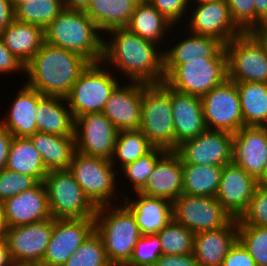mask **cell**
<instances>
[{"instance_id": "cell-3", "label": "cell", "mask_w": 267, "mask_h": 266, "mask_svg": "<svg viewBox=\"0 0 267 266\" xmlns=\"http://www.w3.org/2000/svg\"><path fill=\"white\" fill-rule=\"evenodd\" d=\"M84 10L64 8L44 29L45 42L77 53L90 63L103 55V34Z\"/></svg>"}, {"instance_id": "cell-55", "label": "cell", "mask_w": 267, "mask_h": 266, "mask_svg": "<svg viewBox=\"0 0 267 266\" xmlns=\"http://www.w3.org/2000/svg\"><path fill=\"white\" fill-rule=\"evenodd\" d=\"M10 266H44L41 262L27 261V260H16L12 261Z\"/></svg>"}, {"instance_id": "cell-11", "label": "cell", "mask_w": 267, "mask_h": 266, "mask_svg": "<svg viewBox=\"0 0 267 266\" xmlns=\"http://www.w3.org/2000/svg\"><path fill=\"white\" fill-rule=\"evenodd\" d=\"M173 220L194 234L225 227L233 218L216 197L182 193L172 202Z\"/></svg>"}, {"instance_id": "cell-61", "label": "cell", "mask_w": 267, "mask_h": 266, "mask_svg": "<svg viewBox=\"0 0 267 266\" xmlns=\"http://www.w3.org/2000/svg\"><path fill=\"white\" fill-rule=\"evenodd\" d=\"M196 1H200V0H189L190 3L196 2Z\"/></svg>"}, {"instance_id": "cell-9", "label": "cell", "mask_w": 267, "mask_h": 266, "mask_svg": "<svg viewBox=\"0 0 267 266\" xmlns=\"http://www.w3.org/2000/svg\"><path fill=\"white\" fill-rule=\"evenodd\" d=\"M54 219L94 218L96 207L69 170H50L43 180Z\"/></svg>"}, {"instance_id": "cell-48", "label": "cell", "mask_w": 267, "mask_h": 266, "mask_svg": "<svg viewBox=\"0 0 267 266\" xmlns=\"http://www.w3.org/2000/svg\"><path fill=\"white\" fill-rule=\"evenodd\" d=\"M25 72V65L17 59L5 46L0 37V75Z\"/></svg>"}, {"instance_id": "cell-26", "label": "cell", "mask_w": 267, "mask_h": 266, "mask_svg": "<svg viewBox=\"0 0 267 266\" xmlns=\"http://www.w3.org/2000/svg\"><path fill=\"white\" fill-rule=\"evenodd\" d=\"M238 239V220L225 227L195 233L193 255L199 266H221L230 247Z\"/></svg>"}, {"instance_id": "cell-31", "label": "cell", "mask_w": 267, "mask_h": 266, "mask_svg": "<svg viewBox=\"0 0 267 266\" xmlns=\"http://www.w3.org/2000/svg\"><path fill=\"white\" fill-rule=\"evenodd\" d=\"M140 0H91L84 10L101 34L127 27Z\"/></svg>"}, {"instance_id": "cell-14", "label": "cell", "mask_w": 267, "mask_h": 266, "mask_svg": "<svg viewBox=\"0 0 267 266\" xmlns=\"http://www.w3.org/2000/svg\"><path fill=\"white\" fill-rule=\"evenodd\" d=\"M233 133L206 129L196 138L184 141L174 150L182 164L216 165L232 163Z\"/></svg>"}, {"instance_id": "cell-56", "label": "cell", "mask_w": 267, "mask_h": 266, "mask_svg": "<svg viewBox=\"0 0 267 266\" xmlns=\"http://www.w3.org/2000/svg\"><path fill=\"white\" fill-rule=\"evenodd\" d=\"M255 33L265 42L267 48V28L255 31Z\"/></svg>"}, {"instance_id": "cell-12", "label": "cell", "mask_w": 267, "mask_h": 266, "mask_svg": "<svg viewBox=\"0 0 267 266\" xmlns=\"http://www.w3.org/2000/svg\"><path fill=\"white\" fill-rule=\"evenodd\" d=\"M205 126L236 133L244 126L236 82L227 79L201 97Z\"/></svg>"}, {"instance_id": "cell-21", "label": "cell", "mask_w": 267, "mask_h": 266, "mask_svg": "<svg viewBox=\"0 0 267 266\" xmlns=\"http://www.w3.org/2000/svg\"><path fill=\"white\" fill-rule=\"evenodd\" d=\"M258 181L241 167L229 163L223 166L216 199L234 219L248 208Z\"/></svg>"}, {"instance_id": "cell-16", "label": "cell", "mask_w": 267, "mask_h": 266, "mask_svg": "<svg viewBox=\"0 0 267 266\" xmlns=\"http://www.w3.org/2000/svg\"><path fill=\"white\" fill-rule=\"evenodd\" d=\"M94 230V218L54 219L53 232L41 263L63 266Z\"/></svg>"}, {"instance_id": "cell-46", "label": "cell", "mask_w": 267, "mask_h": 266, "mask_svg": "<svg viewBox=\"0 0 267 266\" xmlns=\"http://www.w3.org/2000/svg\"><path fill=\"white\" fill-rule=\"evenodd\" d=\"M147 1L175 27L178 26V24H180V26L184 24L181 22L185 21L184 19L187 18V15L189 14L188 12L190 7L189 0H147Z\"/></svg>"}, {"instance_id": "cell-44", "label": "cell", "mask_w": 267, "mask_h": 266, "mask_svg": "<svg viewBox=\"0 0 267 266\" xmlns=\"http://www.w3.org/2000/svg\"><path fill=\"white\" fill-rule=\"evenodd\" d=\"M38 182L31 176L8 169L0 171V202L34 187Z\"/></svg>"}, {"instance_id": "cell-29", "label": "cell", "mask_w": 267, "mask_h": 266, "mask_svg": "<svg viewBox=\"0 0 267 266\" xmlns=\"http://www.w3.org/2000/svg\"><path fill=\"white\" fill-rule=\"evenodd\" d=\"M6 48L24 65L45 42L44 29L38 25L14 20L0 34Z\"/></svg>"}, {"instance_id": "cell-50", "label": "cell", "mask_w": 267, "mask_h": 266, "mask_svg": "<svg viewBox=\"0 0 267 266\" xmlns=\"http://www.w3.org/2000/svg\"><path fill=\"white\" fill-rule=\"evenodd\" d=\"M14 20V4L10 0H0V34Z\"/></svg>"}, {"instance_id": "cell-37", "label": "cell", "mask_w": 267, "mask_h": 266, "mask_svg": "<svg viewBox=\"0 0 267 266\" xmlns=\"http://www.w3.org/2000/svg\"><path fill=\"white\" fill-rule=\"evenodd\" d=\"M63 9V0H20L14 5L15 20L45 29Z\"/></svg>"}, {"instance_id": "cell-40", "label": "cell", "mask_w": 267, "mask_h": 266, "mask_svg": "<svg viewBox=\"0 0 267 266\" xmlns=\"http://www.w3.org/2000/svg\"><path fill=\"white\" fill-rule=\"evenodd\" d=\"M63 266H113L100 235L94 230Z\"/></svg>"}, {"instance_id": "cell-7", "label": "cell", "mask_w": 267, "mask_h": 266, "mask_svg": "<svg viewBox=\"0 0 267 266\" xmlns=\"http://www.w3.org/2000/svg\"><path fill=\"white\" fill-rule=\"evenodd\" d=\"M228 79L227 59H194L164 64V83L181 93L202 97Z\"/></svg>"}, {"instance_id": "cell-42", "label": "cell", "mask_w": 267, "mask_h": 266, "mask_svg": "<svg viewBox=\"0 0 267 266\" xmlns=\"http://www.w3.org/2000/svg\"><path fill=\"white\" fill-rule=\"evenodd\" d=\"M161 255L163 253L158 235H141L134 247L131 259L125 266H154Z\"/></svg>"}, {"instance_id": "cell-59", "label": "cell", "mask_w": 267, "mask_h": 266, "mask_svg": "<svg viewBox=\"0 0 267 266\" xmlns=\"http://www.w3.org/2000/svg\"><path fill=\"white\" fill-rule=\"evenodd\" d=\"M0 221H4L3 210H2V202H0Z\"/></svg>"}, {"instance_id": "cell-52", "label": "cell", "mask_w": 267, "mask_h": 266, "mask_svg": "<svg viewBox=\"0 0 267 266\" xmlns=\"http://www.w3.org/2000/svg\"><path fill=\"white\" fill-rule=\"evenodd\" d=\"M255 31L267 28V0H254Z\"/></svg>"}, {"instance_id": "cell-47", "label": "cell", "mask_w": 267, "mask_h": 266, "mask_svg": "<svg viewBox=\"0 0 267 266\" xmlns=\"http://www.w3.org/2000/svg\"><path fill=\"white\" fill-rule=\"evenodd\" d=\"M221 266H257L247 249L237 239L230 247Z\"/></svg>"}, {"instance_id": "cell-4", "label": "cell", "mask_w": 267, "mask_h": 266, "mask_svg": "<svg viewBox=\"0 0 267 266\" xmlns=\"http://www.w3.org/2000/svg\"><path fill=\"white\" fill-rule=\"evenodd\" d=\"M94 220L110 263L125 266L141 237L132 212L122 203L101 206L97 207Z\"/></svg>"}, {"instance_id": "cell-35", "label": "cell", "mask_w": 267, "mask_h": 266, "mask_svg": "<svg viewBox=\"0 0 267 266\" xmlns=\"http://www.w3.org/2000/svg\"><path fill=\"white\" fill-rule=\"evenodd\" d=\"M183 193L195 196L215 197L223 167L216 165L182 164Z\"/></svg>"}, {"instance_id": "cell-13", "label": "cell", "mask_w": 267, "mask_h": 266, "mask_svg": "<svg viewBox=\"0 0 267 266\" xmlns=\"http://www.w3.org/2000/svg\"><path fill=\"white\" fill-rule=\"evenodd\" d=\"M188 11L184 26L192 33L217 38L225 45L243 33L233 21L226 0L196 1L190 3Z\"/></svg>"}, {"instance_id": "cell-20", "label": "cell", "mask_w": 267, "mask_h": 266, "mask_svg": "<svg viewBox=\"0 0 267 266\" xmlns=\"http://www.w3.org/2000/svg\"><path fill=\"white\" fill-rule=\"evenodd\" d=\"M122 80L111 93L102 113L118 131L139 130L143 83H122Z\"/></svg>"}, {"instance_id": "cell-45", "label": "cell", "mask_w": 267, "mask_h": 266, "mask_svg": "<svg viewBox=\"0 0 267 266\" xmlns=\"http://www.w3.org/2000/svg\"><path fill=\"white\" fill-rule=\"evenodd\" d=\"M231 17L243 32H255L254 0H226Z\"/></svg>"}, {"instance_id": "cell-30", "label": "cell", "mask_w": 267, "mask_h": 266, "mask_svg": "<svg viewBox=\"0 0 267 266\" xmlns=\"http://www.w3.org/2000/svg\"><path fill=\"white\" fill-rule=\"evenodd\" d=\"M47 171L69 170L76 151L75 136H60L37 131L29 136Z\"/></svg>"}, {"instance_id": "cell-15", "label": "cell", "mask_w": 267, "mask_h": 266, "mask_svg": "<svg viewBox=\"0 0 267 266\" xmlns=\"http://www.w3.org/2000/svg\"><path fill=\"white\" fill-rule=\"evenodd\" d=\"M118 129L103 113H87L75 119L76 151L111 160Z\"/></svg>"}, {"instance_id": "cell-8", "label": "cell", "mask_w": 267, "mask_h": 266, "mask_svg": "<svg viewBox=\"0 0 267 266\" xmlns=\"http://www.w3.org/2000/svg\"><path fill=\"white\" fill-rule=\"evenodd\" d=\"M102 62L90 63L65 97L74 120L87 113H102L111 93L120 84L118 75Z\"/></svg>"}, {"instance_id": "cell-22", "label": "cell", "mask_w": 267, "mask_h": 266, "mask_svg": "<svg viewBox=\"0 0 267 266\" xmlns=\"http://www.w3.org/2000/svg\"><path fill=\"white\" fill-rule=\"evenodd\" d=\"M138 193L171 202L183 193L182 161L174 150H167L158 159L153 172Z\"/></svg>"}, {"instance_id": "cell-43", "label": "cell", "mask_w": 267, "mask_h": 266, "mask_svg": "<svg viewBox=\"0 0 267 266\" xmlns=\"http://www.w3.org/2000/svg\"><path fill=\"white\" fill-rule=\"evenodd\" d=\"M238 224L267 227V186L258 185Z\"/></svg>"}, {"instance_id": "cell-1", "label": "cell", "mask_w": 267, "mask_h": 266, "mask_svg": "<svg viewBox=\"0 0 267 266\" xmlns=\"http://www.w3.org/2000/svg\"><path fill=\"white\" fill-rule=\"evenodd\" d=\"M103 38L101 62L113 72L120 73V78L125 77L123 81L128 79L127 82L145 84L164 81V49L161 46L142 39L127 27L112 29Z\"/></svg>"}, {"instance_id": "cell-58", "label": "cell", "mask_w": 267, "mask_h": 266, "mask_svg": "<svg viewBox=\"0 0 267 266\" xmlns=\"http://www.w3.org/2000/svg\"><path fill=\"white\" fill-rule=\"evenodd\" d=\"M6 228L5 221H0V240H6Z\"/></svg>"}, {"instance_id": "cell-34", "label": "cell", "mask_w": 267, "mask_h": 266, "mask_svg": "<svg viewBox=\"0 0 267 266\" xmlns=\"http://www.w3.org/2000/svg\"><path fill=\"white\" fill-rule=\"evenodd\" d=\"M244 126H267V83L236 82Z\"/></svg>"}, {"instance_id": "cell-51", "label": "cell", "mask_w": 267, "mask_h": 266, "mask_svg": "<svg viewBox=\"0 0 267 266\" xmlns=\"http://www.w3.org/2000/svg\"><path fill=\"white\" fill-rule=\"evenodd\" d=\"M12 134L0 124V171L6 168Z\"/></svg>"}, {"instance_id": "cell-38", "label": "cell", "mask_w": 267, "mask_h": 266, "mask_svg": "<svg viewBox=\"0 0 267 266\" xmlns=\"http://www.w3.org/2000/svg\"><path fill=\"white\" fill-rule=\"evenodd\" d=\"M165 255H186L193 253L194 233L173 219L157 233Z\"/></svg>"}, {"instance_id": "cell-17", "label": "cell", "mask_w": 267, "mask_h": 266, "mask_svg": "<svg viewBox=\"0 0 267 266\" xmlns=\"http://www.w3.org/2000/svg\"><path fill=\"white\" fill-rule=\"evenodd\" d=\"M232 163L257 181L267 163V126H243L233 133Z\"/></svg>"}, {"instance_id": "cell-49", "label": "cell", "mask_w": 267, "mask_h": 266, "mask_svg": "<svg viewBox=\"0 0 267 266\" xmlns=\"http://www.w3.org/2000/svg\"><path fill=\"white\" fill-rule=\"evenodd\" d=\"M154 266H199L193 253L186 255H161Z\"/></svg>"}, {"instance_id": "cell-2", "label": "cell", "mask_w": 267, "mask_h": 266, "mask_svg": "<svg viewBox=\"0 0 267 266\" xmlns=\"http://www.w3.org/2000/svg\"><path fill=\"white\" fill-rule=\"evenodd\" d=\"M89 64L77 53L44 42L25 65V83L44 96L65 98Z\"/></svg>"}, {"instance_id": "cell-6", "label": "cell", "mask_w": 267, "mask_h": 266, "mask_svg": "<svg viewBox=\"0 0 267 266\" xmlns=\"http://www.w3.org/2000/svg\"><path fill=\"white\" fill-rule=\"evenodd\" d=\"M139 130L155 147L175 150L170 87L164 82L160 84L143 83Z\"/></svg>"}, {"instance_id": "cell-53", "label": "cell", "mask_w": 267, "mask_h": 266, "mask_svg": "<svg viewBox=\"0 0 267 266\" xmlns=\"http://www.w3.org/2000/svg\"><path fill=\"white\" fill-rule=\"evenodd\" d=\"M11 257L6 240H0V266H10Z\"/></svg>"}, {"instance_id": "cell-32", "label": "cell", "mask_w": 267, "mask_h": 266, "mask_svg": "<svg viewBox=\"0 0 267 266\" xmlns=\"http://www.w3.org/2000/svg\"><path fill=\"white\" fill-rule=\"evenodd\" d=\"M127 28L142 39L152 41L163 48H166L165 44L162 45L165 43L163 38L166 34H170L171 30H175L174 25L147 0H140L137 3Z\"/></svg>"}, {"instance_id": "cell-54", "label": "cell", "mask_w": 267, "mask_h": 266, "mask_svg": "<svg viewBox=\"0 0 267 266\" xmlns=\"http://www.w3.org/2000/svg\"><path fill=\"white\" fill-rule=\"evenodd\" d=\"M91 0H63L64 8L85 10Z\"/></svg>"}, {"instance_id": "cell-41", "label": "cell", "mask_w": 267, "mask_h": 266, "mask_svg": "<svg viewBox=\"0 0 267 266\" xmlns=\"http://www.w3.org/2000/svg\"><path fill=\"white\" fill-rule=\"evenodd\" d=\"M238 240L257 266H267V227L238 224Z\"/></svg>"}, {"instance_id": "cell-5", "label": "cell", "mask_w": 267, "mask_h": 266, "mask_svg": "<svg viewBox=\"0 0 267 266\" xmlns=\"http://www.w3.org/2000/svg\"><path fill=\"white\" fill-rule=\"evenodd\" d=\"M69 171L96 208L116 204L119 199H124L118 195L122 191L117 185L120 183L118 169H115L110 160L75 151Z\"/></svg>"}, {"instance_id": "cell-19", "label": "cell", "mask_w": 267, "mask_h": 266, "mask_svg": "<svg viewBox=\"0 0 267 266\" xmlns=\"http://www.w3.org/2000/svg\"><path fill=\"white\" fill-rule=\"evenodd\" d=\"M7 228L45 221L52 218L43 182L2 202Z\"/></svg>"}, {"instance_id": "cell-23", "label": "cell", "mask_w": 267, "mask_h": 266, "mask_svg": "<svg viewBox=\"0 0 267 266\" xmlns=\"http://www.w3.org/2000/svg\"><path fill=\"white\" fill-rule=\"evenodd\" d=\"M170 101L175 129V149L186 140L196 138L205 126L201 97L170 88Z\"/></svg>"}, {"instance_id": "cell-18", "label": "cell", "mask_w": 267, "mask_h": 266, "mask_svg": "<svg viewBox=\"0 0 267 266\" xmlns=\"http://www.w3.org/2000/svg\"><path fill=\"white\" fill-rule=\"evenodd\" d=\"M54 218L6 228V242L12 261L42 262L53 232Z\"/></svg>"}, {"instance_id": "cell-57", "label": "cell", "mask_w": 267, "mask_h": 266, "mask_svg": "<svg viewBox=\"0 0 267 266\" xmlns=\"http://www.w3.org/2000/svg\"><path fill=\"white\" fill-rule=\"evenodd\" d=\"M258 184L262 186H267V163L265 165V169L261 178L258 180Z\"/></svg>"}, {"instance_id": "cell-25", "label": "cell", "mask_w": 267, "mask_h": 266, "mask_svg": "<svg viewBox=\"0 0 267 266\" xmlns=\"http://www.w3.org/2000/svg\"><path fill=\"white\" fill-rule=\"evenodd\" d=\"M183 39L179 38L176 43L167 45L164 50V64H184L187 60L194 59H227L225 44L217 38L203 36L186 30ZM177 35V36H176ZM169 48V49H168Z\"/></svg>"}, {"instance_id": "cell-60", "label": "cell", "mask_w": 267, "mask_h": 266, "mask_svg": "<svg viewBox=\"0 0 267 266\" xmlns=\"http://www.w3.org/2000/svg\"><path fill=\"white\" fill-rule=\"evenodd\" d=\"M14 5L20 0H10Z\"/></svg>"}, {"instance_id": "cell-33", "label": "cell", "mask_w": 267, "mask_h": 266, "mask_svg": "<svg viewBox=\"0 0 267 266\" xmlns=\"http://www.w3.org/2000/svg\"><path fill=\"white\" fill-rule=\"evenodd\" d=\"M6 169L29 175L37 182H43L48 173L40 153L29 137H13L9 147Z\"/></svg>"}, {"instance_id": "cell-27", "label": "cell", "mask_w": 267, "mask_h": 266, "mask_svg": "<svg viewBox=\"0 0 267 266\" xmlns=\"http://www.w3.org/2000/svg\"><path fill=\"white\" fill-rule=\"evenodd\" d=\"M133 195L132 200L129 195H123L122 203L135 217L141 235L157 234L173 219L171 201L138 192Z\"/></svg>"}, {"instance_id": "cell-24", "label": "cell", "mask_w": 267, "mask_h": 266, "mask_svg": "<svg viewBox=\"0 0 267 266\" xmlns=\"http://www.w3.org/2000/svg\"><path fill=\"white\" fill-rule=\"evenodd\" d=\"M18 94L12 99L8 114L0 124L6 128L13 137H29L37 132V104L44 97L38 90L23 83ZM10 110V111H9Z\"/></svg>"}, {"instance_id": "cell-39", "label": "cell", "mask_w": 267, "mask_h": 266, "mask_svg": "<svg viewBox=\"0 0 267 266\" xmlns=\"http://www.w3.org/2000/svg\"><path fill=\"white\" fill-rule=\"evenodd\" d=\"M167 150L161 147H154L150 152L141 156L136 161L124 166L119 172L118 176H123L122 179L129 181L127 182L131 186L134 192H138L146 183L149 175L153 172L154 167L158 159L166 152ZM121 174V175H120ZM126 178V179H125Z\"/></svg>"}, {"instance_id": "cell-10", "label": "cell", "mask_w": 267, "mask_h": 266, "mask_svg": "<svg viewBox=\"0 0 267 266\" xmlns=\"http://www.w3.org/2000/svg\"><path fill=\"white\" fill-rule=\"evenodd\" d=\"M228 79L267 83V48L255 32H243L225 45Z\"/></svg>"}, {"instance_id": "cell-28", "label": "cell", "mask_w": 267, "mask_h": 266, "mask_svg": "<svg viewBox=\"0 0 267 266\" xmlns=\"http://www.w3.org/2000/svg\"><path fill=\"white\" fill-rule=\"evenodd\" d=\"M37 131L75 136V120L65 98L44 96L37 104Z\"/></svg>"}, {"instance_id": "cell-36", "label": "cell", "mask_w": 267, "mask_h": 266, "mask_svg": "<svg viewBox=\"0 0 267 266\" xmlns=\"http://www.w3.org/2000/svg\"><path fill=\"white\" fill-rule=\"evenodd\" d=\"M154 147L140 130L119 131L110 162L115 169L119 168V172L124 166L144 156Z\"/></svg>"}]
</instances>
